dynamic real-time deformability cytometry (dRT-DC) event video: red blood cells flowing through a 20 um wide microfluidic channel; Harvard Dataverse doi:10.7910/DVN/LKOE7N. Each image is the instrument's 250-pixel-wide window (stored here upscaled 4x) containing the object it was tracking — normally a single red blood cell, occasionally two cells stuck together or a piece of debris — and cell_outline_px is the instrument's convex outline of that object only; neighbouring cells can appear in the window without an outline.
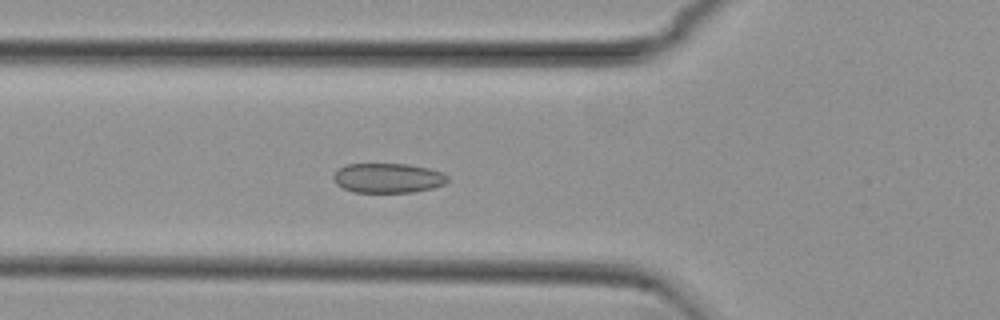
{"species": "common noctule bat (a hibernating species)", "species_latin": "Nyctalus noctula", "temperature_condition": "cold", "stored_images_in_passage": 55, "camera_frame_rate_fps": 3000, "um_per_image_px": 0.085, "animal": {"sex": "female", "body_mass_g": 29.2, "forearm_length_mm": 56.3}, "frame": {"image": 1, "passage_image": 20, "time_ms": 6.333, "image_size_px": [1000, 320], "cell_outline_px": [[448, 180], [444, 184], [432, 188], [412, 192], [352, 192], [336, 184], [332, 180], [332, 176], [340, 168], [348, 164], [408, 164], [428, 168], [440, 172], [448, 176]], "centroid_in_image_um": [32.95, 15.13], "position_along_channel_um": 92.8, "area_um2": 19.65}}
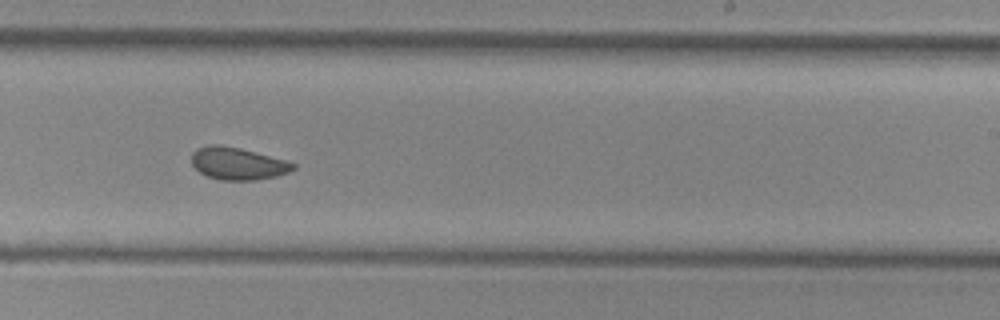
{"frame": {"image": 2, "passage_image": 34, "time_ms": 11.0, "image_size_px": [1000, 320], "cell_outline_px": [[296, 168], [288, 172], [276, 176], [256, 180], [220, 180], [208, 176], [200, 172], [192, 164], [192, 152], [196, 148], [208, 144], [220, 144], [240, 148], [288, 160], [296, 164]], "centroid_in_image_um": [20.22, 13.89], "position_along_channel_um": 268.8, "area_um2": 19.31}}
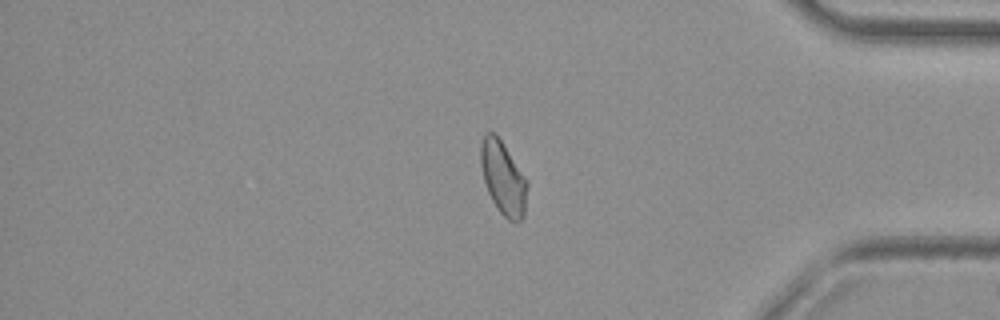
{"frame": {"image": 3, "passage_image": 46, "time_ms": 15.0, "image_size_px": [1000, 320], "cell_outline_px": [[528, 184], [524, 216], [520, 220], [508, 220], [500, 212], [492, 200], [488, 192], [484, 180], [480, 164], [480, 144], [484, 136], [488, 132], [492, 132], [500, 140], [528, 180]], "centroid_in_image_um": [42.77, 15.14], "position_along_channel_um": 392.4, "area_um2": 19.59}, "authors_computed_cell_mechanics": {"area_um2": 19.941, "velocity_mm_per_s": 3.7685, "shape_relaxation_time_tau1_ms": null, "shape_relaxation_time_tau2_ms": 1.2764, "deformation_change_tau1": null, "deformation_change_tau2": 0.0506}}